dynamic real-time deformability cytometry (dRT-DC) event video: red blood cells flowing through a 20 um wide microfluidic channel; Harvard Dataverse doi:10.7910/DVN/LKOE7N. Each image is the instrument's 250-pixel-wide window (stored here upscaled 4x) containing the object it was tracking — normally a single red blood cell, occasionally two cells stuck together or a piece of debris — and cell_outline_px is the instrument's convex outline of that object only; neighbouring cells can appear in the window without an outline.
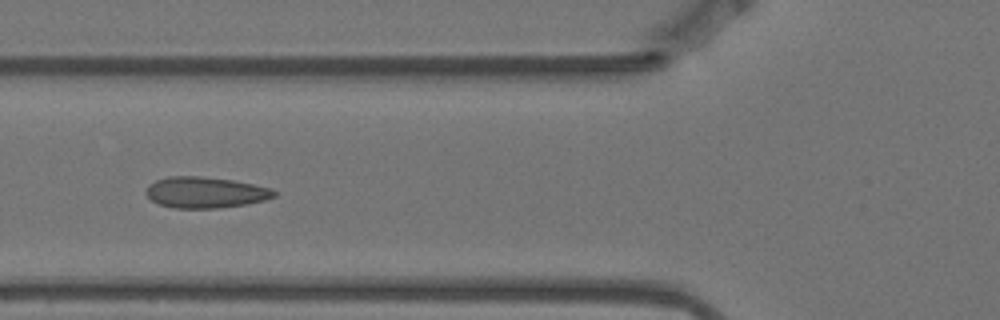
{"species": "Egyptian fruit bat (a non-hibernating species)", "species_latin": "Rousettus aegyptiacus", "temperature_condition": "warm", "stored_images_in_passage": 8, "camera_frame_rate_fps": 3000, "um_per_image_px": 0.085, "animal": {"sex": "female"}, "frame": {"image": 1, "passage_image": 6, "time_ms": 1.667, "image_size_px": [1000, 320], "cell_outline_px": [[276, 196], [264, 200], [248, 204], [220, 208], [172, 208], [160, 204], [152, 200], [144, 192], [148, 184], [156, 180], [168, 176], [200, 176], [232, 180], [272, 188], [276, 192]], "centroid_in_image_um": [17.44, 16.36], "position_along_channel_um": 108.4, "area_um2": 23.29}}
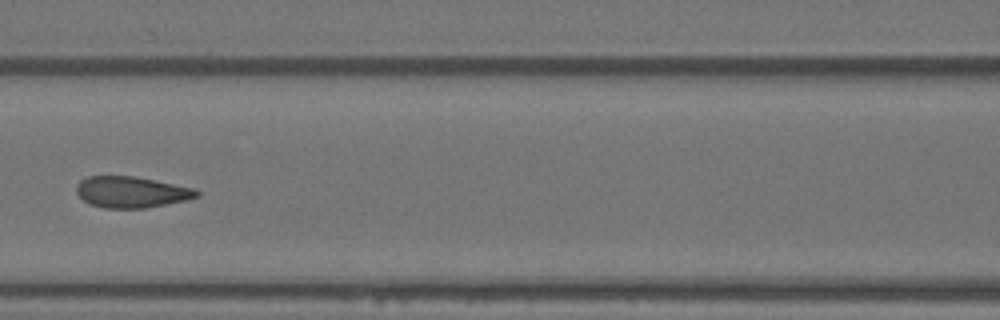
{"frame": {"image": 2, "passage_image": 7, "time_ms": 2.0, "image_size_px": [1000, 320], "cell_outline_px": [[200, 196], [188, 200], [144, 208], [104, 208], [92, 204], [84, 200], [76, 192], [76, 184], [80, 180], [88, 176], [132, 176], [196, 188], [200, 192]], "centroid_in_image_um": [11.19, 16.32], "position_along_channel_um": 155.4, "area_um2": 21.85}}
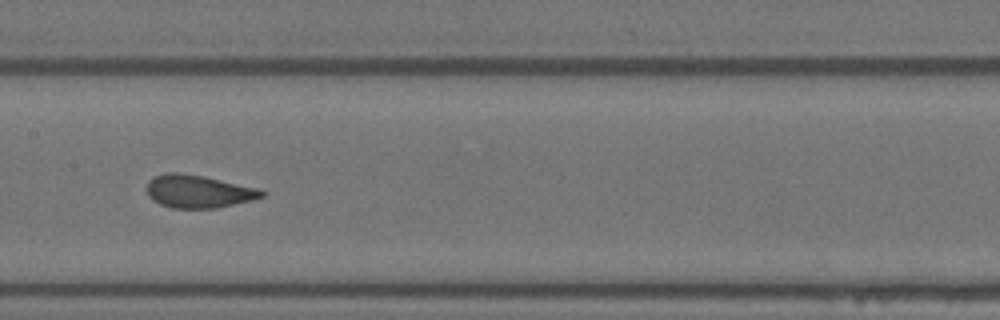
{"frame": {"image": 3, "passage_image": 8, "time_ms": 2.333, "image_size_px": [1000, 320], "cell_outline_px": [[264, 196], [252, 200], [216, 208], [172, 208], [160, 204], [152, 200], [148, 196], [144, 188], [148, 180], [152, 176], [164, 172], [180, 172], [204, 176], [260, 188], [264, 192]], "centroid_in_image_um": [16.79, 16.25], "position_along_channel_um": 190.6, "area_um2": 22.43}}